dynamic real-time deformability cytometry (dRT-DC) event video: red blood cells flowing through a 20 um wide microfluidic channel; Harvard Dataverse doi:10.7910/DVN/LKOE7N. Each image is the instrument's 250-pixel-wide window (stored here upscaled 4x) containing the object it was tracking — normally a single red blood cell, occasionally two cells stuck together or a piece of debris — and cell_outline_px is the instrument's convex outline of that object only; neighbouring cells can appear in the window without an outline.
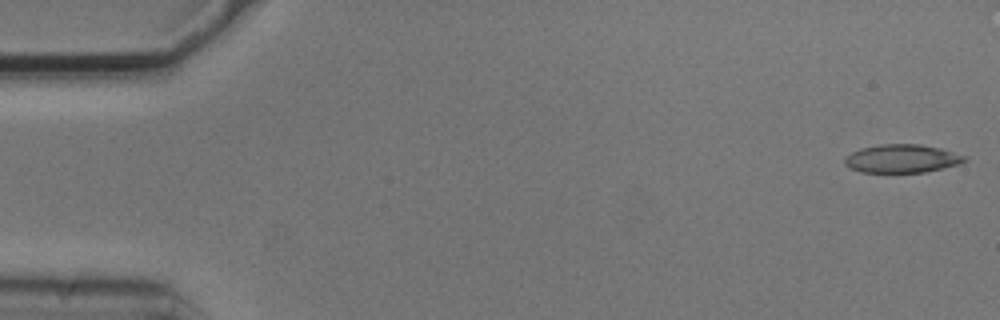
{"species": "common noctule bat (a hibernating species)", "species_latin": "Nyctalus noctula", "temperature_condition": "cold", "stored_images_in_passage": 5, "camera_frame_rate_fps": 3000, "um_per_image_px": 0.085, "animal": {"sex": "male", "body_mass_g": 20.5, "forearm_length_mm": 52.5}, "frame": {"image": 1, "passage_image": 1, "time_ms": 0.0, "image_size_px": [1000, 320], "cell_outline_px": [[968, 160], [960, 164], [944, 168], [924, 172], [860, 172], [848, 168], [844, 164], [844, 156], [860, 148], [880, 144], [920, 144], [940, 148], [968, 156]], "centroid_in_image_um": [76.66, 13.48], "position_along_channel_um": 8.3, "area_um2": 20.06}}